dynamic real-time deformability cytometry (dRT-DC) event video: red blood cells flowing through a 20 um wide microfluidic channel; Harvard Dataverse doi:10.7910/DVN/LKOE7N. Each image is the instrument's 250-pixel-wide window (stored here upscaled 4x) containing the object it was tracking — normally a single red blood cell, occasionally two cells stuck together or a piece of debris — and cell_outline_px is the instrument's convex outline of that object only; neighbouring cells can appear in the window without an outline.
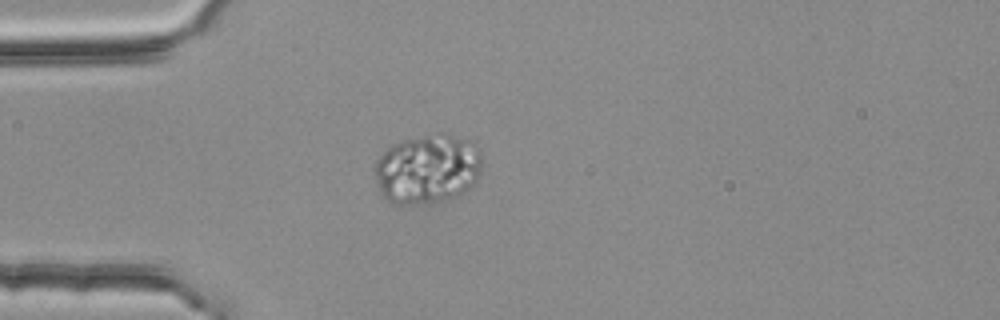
{"species": "common noctule bat (a hibernating species)", "species_latin": "Nyctalus noctula", "temperature_condition": "room temperature", "stored_images_in_passage": 1, "camera_frame_rate_fps": 3000, "um_per_image_px": 0.085, "animal": {"sex": "female", "body_mass_g": 25.1}, "frame": {"image": 1, "passage_image": 1, "time_ms": 0.0, "image_size_px": [1000, 320], "cell_outline_px": [[480, 176], [468, 188], [444, 200], [416, 204], [388, 204], [380, 192], [376, 176], [376, 160], [388, 148], [404, 140], [440, 132], [448, 132], [464, 140], [476, 148], [480, 152]], "centroid_in_image_um": [36.31, 14.37], "position_along_channel_um": 48.7, "area_um2": 42.77}}